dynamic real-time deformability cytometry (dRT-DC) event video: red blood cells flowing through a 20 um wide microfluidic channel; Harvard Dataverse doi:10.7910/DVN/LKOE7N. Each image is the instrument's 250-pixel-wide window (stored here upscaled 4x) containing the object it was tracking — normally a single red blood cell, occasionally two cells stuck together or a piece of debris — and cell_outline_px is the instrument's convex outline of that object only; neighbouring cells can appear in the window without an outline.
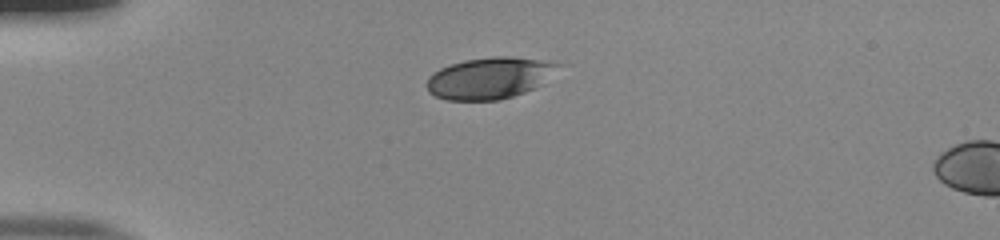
{"species": "human", "species_latin": "Homo sapiens", "temperature_condition": "room temperature", "stored_images_in_passage": 40, "camera_frame_rate_fps": 3000, "um_per_image_px": 0.085, "donor": {"sex": "male"}, "frame": {"image": 1, "passage_image": 1, "time_ms": 0.0, "image_size_px": [1000, 240], "cell_outline_px": [[560, 64], [536, 88], [500, 100], [448, 100], [436, 96], [428, 92], [424, 84], [428, 76], [432, 72], [440, 68], [464, 60], [496, 56], [512, 56]], "centroid_in_image_um": [41.49, 6.64], "position_along_channel_um": 43.5, "area_um2": 31.39}}
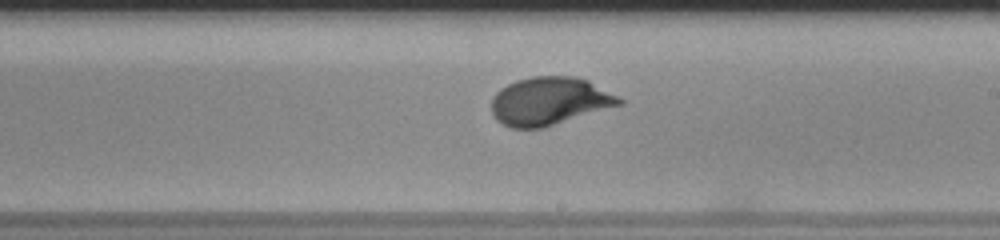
{"frame": {"image": 2, "passage_image": 19, "time_ms": 6.0, "image_size_px": [1000, 240], "cell_outline_px": [[624, 104], [544, 128], [512, 128], [496, 120], [492, 112], [492, 100], [496, 92], [500, 88], [516, 80], [532, 76], [572, 76], [588, 80], [624, 100]], "centroid_in_image_um": [46.71, 8.6], "position_along_channel_um": 242.3, "area_um2": 35.84}}
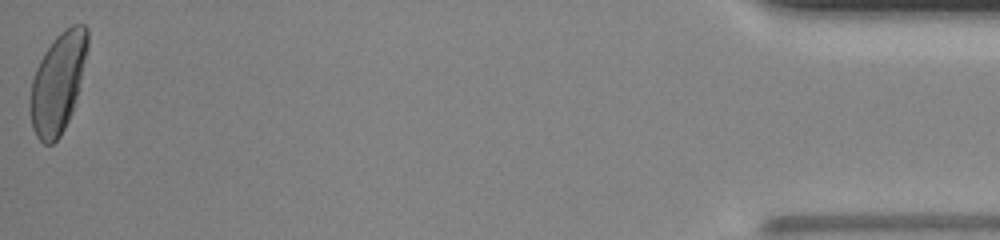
{"frame": {"image": 3, "passage_image": 40, "time_ms": 13.0, "image_size_px": [1000, 240], "cell_outline_px": [[88, 48], [80, 88], [72, 112], [60, 136], [52, 144], [44, 144], [36, 136], [32, 128], [32, 80], [36, 68], [44, 52], [52, 40], [64, 28], [72, 24], [84, 24], [88, 28]], "centroid_in_image_um": [4.97, 6.98], "position_along_channel_um": 430.2, "area_um2": 33.23}, "authors_computed_cell_mechanics": {"area_um2": 34.3621, "velocity_mm_per_s": 3.8965, "shape_relaxation_time_tau1_ms": 3.6701, "shape_relaxation_time_tau2_ms": null, "deformation_change_tau1": 0.1586, "deformation_change_tau2": null}}